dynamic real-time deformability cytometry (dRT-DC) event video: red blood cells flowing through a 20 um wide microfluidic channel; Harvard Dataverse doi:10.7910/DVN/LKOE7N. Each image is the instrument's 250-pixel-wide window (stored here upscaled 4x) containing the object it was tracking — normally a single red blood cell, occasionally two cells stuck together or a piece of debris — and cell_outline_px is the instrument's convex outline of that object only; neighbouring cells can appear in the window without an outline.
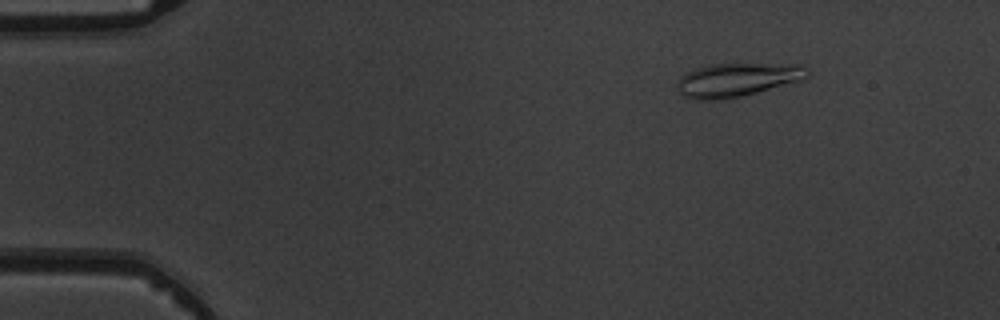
{"species": "common noctule bat (a hibernating species)", "species_latin": "Nyctalus noctula", "temperature_condition": "warm", "stored_images_in_passage": 7, "camera_frame_rate_fps": 3000, "um_per_image_px": 0.085, "animal": {"sex": "male", "body_mass_g": 19.5, "forearm_length_mm": 54.6}, "frame": {"image": 1, "passage_image": 1, "time_ms": 0.0, "image_size_px": [1000, 320], "cell_outline_px": [[808, 76], [804, 80], [740, 96], [716, 100], [696, 100], [684, 96], [680, 92], [680, 76], [688, 72], [712, 64], [804, 64], [808, 72]], "centroid_in_image_um": [62.73, 6.77], "position_along_channel_um": 22.3, "area_um2": 25.03}}
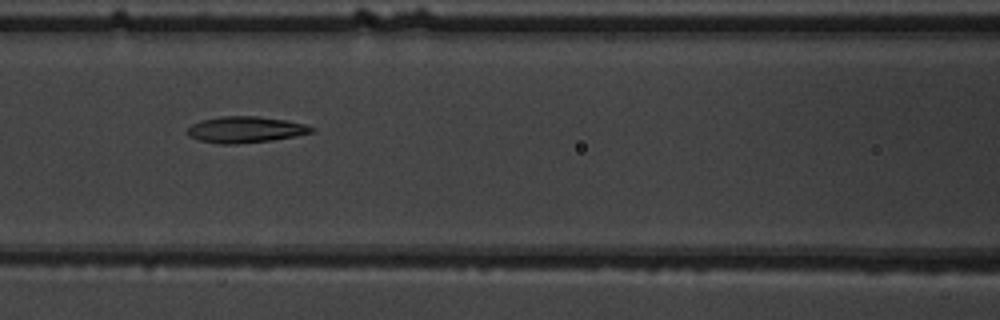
{"frame": {"image": 2, "passage_image": 5, "time_ms": 5.333, "image_size_px": [1000, 320], "cell_outline_px": [[316, 132], [296, 136], [272, 140], [236, 144], [220, 144], [200, 140], [188, 136], [188, 128], [192, 124], [200, 120], [220, 116], [260, 116], [288, 120], [304, 124], [316, 128]], "centroid_in_image_um": [20.91, 11.01], "position_along_channel_um": 145.7, "area_um2": 19.19}}
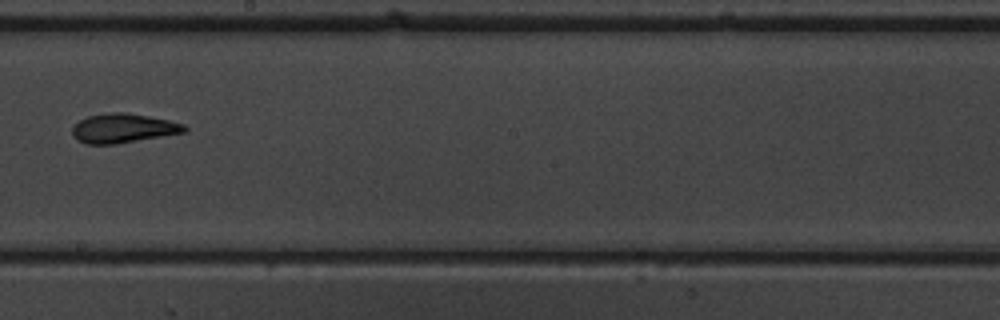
{"frame": {"image": 3, "passage_image": 7, "time_ms": 7.667, "image_size_px": [1000, 320], "cell_outline_px": [[188, 132], [116, 144], [88, 144], [76, 140], [72, 136], [72, 128], [80, 120], [88, 116], [112, 112], [124, 112], [148, 116], [168, 120], [184, 124], [188, 128]], "centroid_in_image_um": [10.49, 10.91], "position_along_channel_um": 237.7, "area_um2": 19.19}}